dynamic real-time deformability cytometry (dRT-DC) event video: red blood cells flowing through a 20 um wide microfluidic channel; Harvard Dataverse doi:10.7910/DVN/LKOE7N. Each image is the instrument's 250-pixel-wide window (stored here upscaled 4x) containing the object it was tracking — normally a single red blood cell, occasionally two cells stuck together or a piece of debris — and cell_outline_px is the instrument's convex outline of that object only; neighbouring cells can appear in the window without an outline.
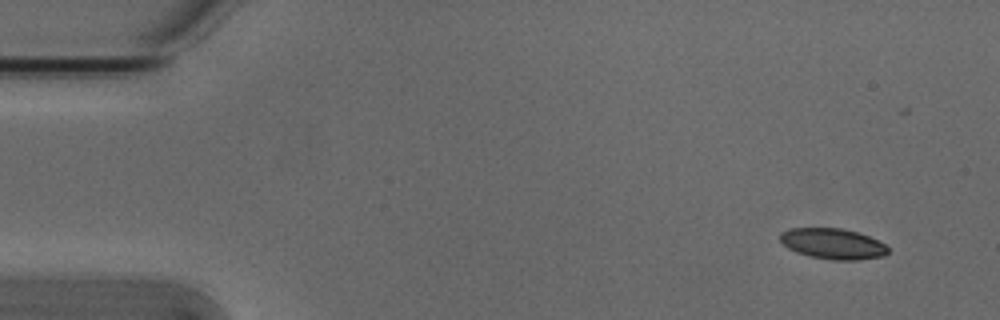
{"species": "Egyptian fruit bat (a non-hibernating species)", "species_latin": "Rousettus aegyptiacus", "temperature_condition": "cold", "stored_images_in_passage": 4, "camera_frame_rate_fps": 3000, "um_per_image_px": 0.085, "animal": {"sex": "male"}, "frame": {"image": 1, "passage_image": 1, "time_ms": 0.0, "image_size_px": [1000, 320], "cell_outline_px": [[888, 252], [884, 256], [860, 260], [832, 260], [808, 256], [796, 252], [788, 248], [780, 240], [780, 232], [792, 228], [840, 228], [856, 232], [868, 236], [884, 244], [888, 248]], "centroid_in_image_um": [70.77, 20.73], "position_along_channel_um": 14.2, "area_um2": 19.25}}
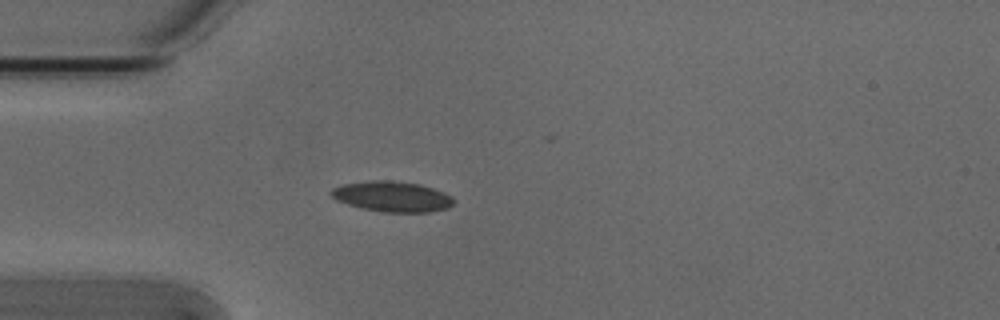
{"frame": {"image": 2, "passage_image": 4, "time_ms": 1.0, "image_size_px": [1000, 320], "cell_outline_px": [[452, 204], [448, 208], [428, 212], [384, 212], [364, 208], [348, 204], [336, 200], [328, 192], [332, 188], [344, 184], [372, 180], [392, 180], [420, 184], [444, 192], [452, 196]], "centroid_in_image_um": [33.32, 16.69], "position_along_channel_um": 51.7, "area_um2": 21.62}}